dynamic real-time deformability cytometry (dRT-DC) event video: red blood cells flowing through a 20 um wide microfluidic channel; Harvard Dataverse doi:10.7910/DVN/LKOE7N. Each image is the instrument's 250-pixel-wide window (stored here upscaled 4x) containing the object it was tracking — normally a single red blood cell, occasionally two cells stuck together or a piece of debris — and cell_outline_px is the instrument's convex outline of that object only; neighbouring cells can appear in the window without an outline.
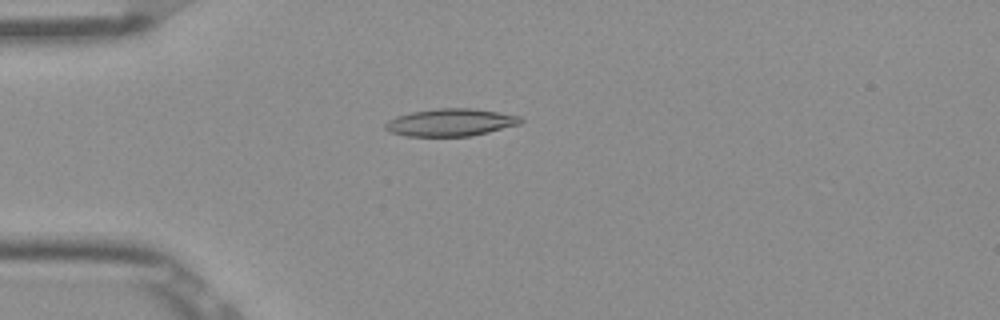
{"species": "Egyptian fruit bat (a non-hibernating species)", "species_latin": "Rousettus aegyptiacus", "temperature_condition": "room temperature", "stored_images_in_passage": 52, "camera_frame_rate_fps": 3000, "um_per_image_px": 0.085, "frame": {"image": 1, "passage_image": 14, "time_ms": 4.333, "image_size_px": [1000, 320], "cell_outline_px": [[524, 120], [520, 124], [488, 132], [468, 136], [408, 136], [392, 132], [384, 128], [384, 124], [388, 120], [396, 116], [412, 112], [436, 108], [472, 108], [520, 116]], "centroid_in_image_um": [38.29, 10.4], "position_along_channel_um": 46.7, "area_um2": 21.5}}
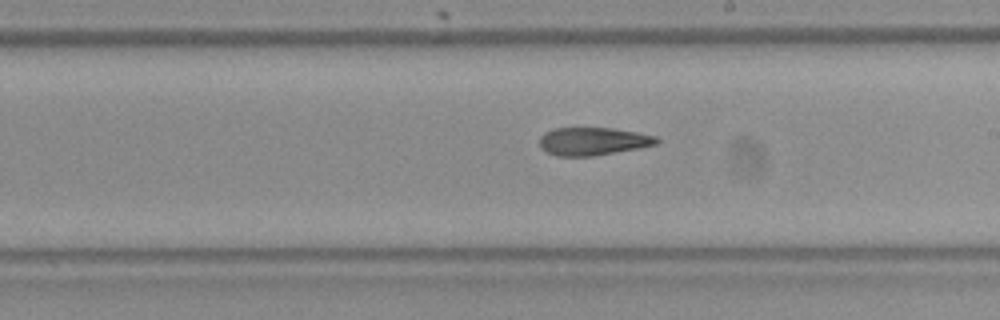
{"frame": {"image": 2, "passage_image": 30, "time_ms": 9.667, "image_size_px": [1000, 320], "cell_outline_px": [[660, 140], [656, 144], [640, 148], [592, 156], [556, 156], [540, 148], [540, 136], [544, 132], [556, 128], [612, 128], [636, 132], [656, 136]], "centroid_in_image_um": [50.39, 12.01], "position_along_channel_um": 238.6, "area_um2": 19.02}}
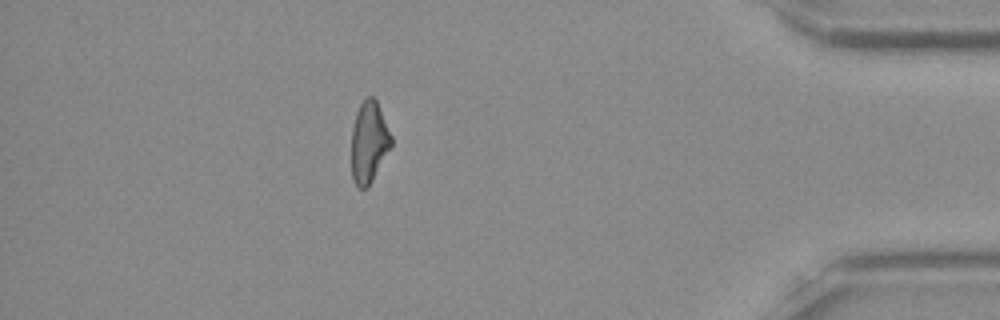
{"frame": {"image": 3, "passage_image": 46, "time_ms": 15.0, "image_size_px": [1000, 320], "cell_outline_px": [[392, 144], [372, 180], [364, 188], [360, 188], [352, 180], [352, 128], [356, 112], [360, 104], [368, 96], [372, 96], [376, 100], [392, 136]], "centroid_in_image_um": [31.35, 12.05], "position_along_channel_um": 403.8, "area_um2": 18.5}, "authors_computed_cell_mechanics": {"area_um2": 20.1144, "velocity_mm_per_s": 3.9164, "shape_relaxation_time_tau1_ms": null, "shape_relaxation_time_tau2_ms": 3.7821, "deformation_change_tau1": null, "deformation_change_tau2": 0.129}}